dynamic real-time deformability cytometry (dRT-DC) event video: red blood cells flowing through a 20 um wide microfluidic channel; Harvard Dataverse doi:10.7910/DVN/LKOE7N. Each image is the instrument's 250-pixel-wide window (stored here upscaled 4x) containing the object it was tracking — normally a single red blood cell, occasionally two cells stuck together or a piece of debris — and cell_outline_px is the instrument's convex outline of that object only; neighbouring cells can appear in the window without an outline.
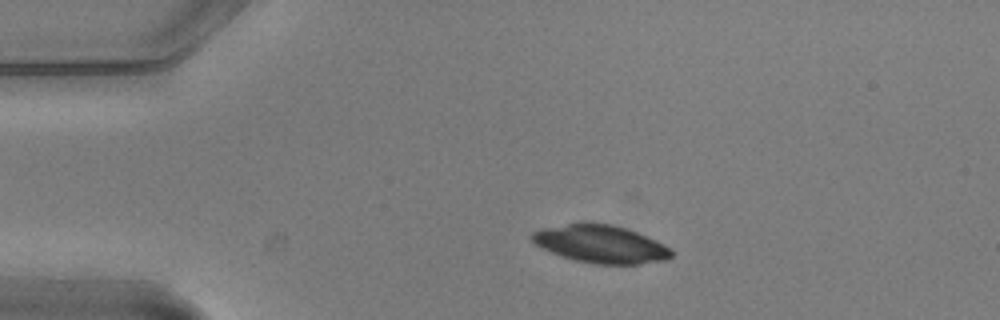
{"species": "common noctule bat (a hibernating species)", "species_latin": "Nyctalus noctula", "temperature_condition": "warm", "stored_images_in_passage": 4, "camera_frame_rate_fps": 3000, "um_per_image_px": 0.085, "animal": {"sex": "male", "body_mass_g": 20.5, "forearm_length_mm": 52.5}, "frame": {"image": 1, "passage_image": 2, "time_ms": 0.333, "image_size_px": [1000, 320], "cell_outline_px": [[672, 256], [664, 260], [640, 264], [596, 264], [576, 260], [552, 252], [536, 244], [528, 236], [532, 232], [544, 228], [584, 220], [588, 220], [612, 224], [636, 232], [664, 244], [672, 248]], "centroid_in_image_um": [51.05, 20.71], "position_along_channel_um": 33.9, "area_um2": 30.87}}